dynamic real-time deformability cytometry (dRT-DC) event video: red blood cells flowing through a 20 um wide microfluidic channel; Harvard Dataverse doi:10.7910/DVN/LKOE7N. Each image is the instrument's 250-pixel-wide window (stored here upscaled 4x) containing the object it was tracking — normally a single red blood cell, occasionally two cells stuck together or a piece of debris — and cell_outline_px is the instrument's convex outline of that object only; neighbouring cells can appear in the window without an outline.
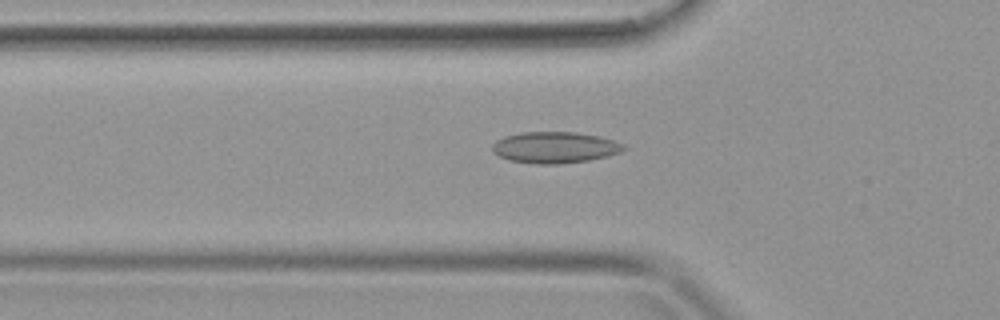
{"species": "common noctule bat (a hibernating species)", "species_latin": "Nyctalus noctula", "temperature_condition": "warm", "stored_images_in_passage": 21, "camera_frame_rate_fps": 3000, "um_per_image_px": 0.085, "animal": {"sex": "female", "body_mass_g": 19.9}, "frame": {"image": 1, "passage_image": 8, "time_ms": 2.333, "image_size_px": [1000, 320], "cell_outline_px": [[628, 148], [620, 152], [608, 156], [588, 160], [560, 164], [536, 164], [508, 160], [492, 152], [492, 144], [496, 140], [504, 136], [524, 132], [576, 132], [596, 136], [612, 140], [624, 144]], "centroid_in_image_um": [47.14, 12.54], "position_along_channel_um": 78.7, "area_um2": 23.99}}
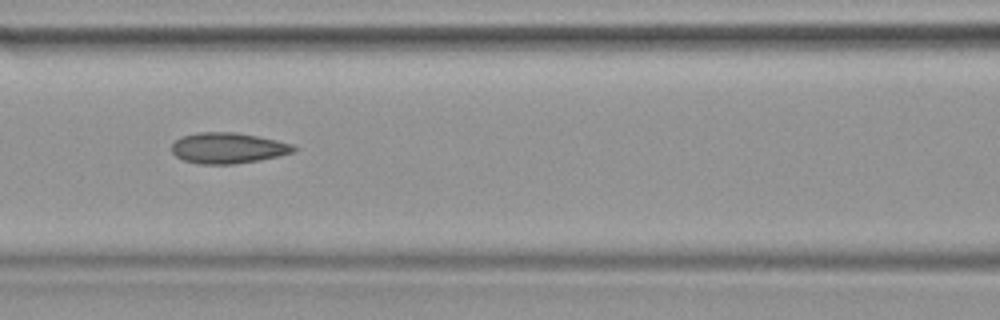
{"frame": {"image": 2, "passage_image": 12, "time_ms": 3.667, "image_size_px": [1000, 320], "cell_outline_px": [[300, 148], [296, 152], [280, 156], [260, 160], [232, 164], [200, 164], [184, 160], [176, 156], [172, 152], [172, 144], [180, 136], [196, 132], [236, 132], [276, 140], [292, 144]], "centroid_in_image_um": [19.41, 12.58], "position_along_channel_um": 147.2, "area_um2": 22.08}}
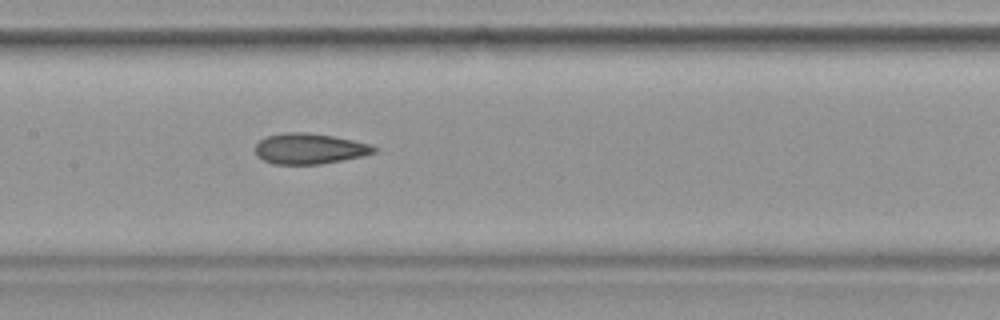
{"frame": {"image": 3, "passage_image": 14, "time_ms": 4.333, "image_size_px": [1000, 320], "cell_outline_px": [[380, 148], [376, 152], [364, 156], [320, 164], [272, 164], [256, 156], [256, 144], [260, 140], [268, 136], [284, 132], [308, 132], [332, 136], [372, 144]], "centroid_in_image_um": [26.34, 12.64], "position_along_channel_um": 181.1, "area_um2": 21.33}}